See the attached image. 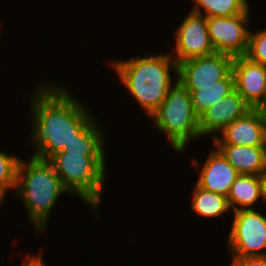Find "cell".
Returning a JSON list of instances; mask_svg holds the SVG:
<instances>
[{
  "label": "cell",
  "instance_id": "cell-1",
  "mask_svg": "<svg viewBox=\"0 0 266 266\" xmlns=\"http://www.w3.org/2000/svg\"><path fill=\"white\" fill-rule=\"evenodd\" d=\"M30 98L32 130L28 142L37 146L32 156L42 160L62 151L94 119L88 107L64 86L44 82Z\"/></svg>",
  "mask_w": 266,
  "mask_h": 266
},
{
  "label": "cell",
  "instance_id": "cell-2",
  "mask_svg": "<svg viewBox=\"0 0 266 266\" xmlns=\"http://www.w3.org/2000/svg\"><path fill=\"white\" fill-rule=\"evenodd\" d=\"M138 55L129 60H111L123 86L135 98L138 105L150 117L166 98L168 91L175 85L171 70L178 77V64L170 53L159 55Z\"/></svg>",
  "mask_w": 266,
  "mask_h": 266
},
{
  "label": "cell",
  "instance_id": "cell-3",
  "mask_svg": "<svg viewBox=\"0 0 266 266\" xmlns=\"http://www.w3.org/2000/svg\"><path fill=\"white\" fill-rule=\"evenodd\" d=\"M63 193L70 192L48 160L32 155L28 162L20 159L14 196L25 205L27 218L38 235L46 232L50 212Z\"/></svg>",
  "mask_w": 266,
  "mask_h": 266
},
{
  "label": "cell",
  "instance_id": "cell-4",
  "mask_svg": "<svg viewBox=\"0 0 266 266\" xmlns=\"http://www.w3.org/2000/svg\"><path fill=\"white\" fill-rule=\"evenodd\" d=\"M106 158L59 151L48 159L70 194L80 197L84 204L94 208L96 216L99 215L107 175Z\"/></svg>",
  "mask_w": 266,
  "mask_h": 266
},
{
  "label": "cell",
  "instance_id": "cell-5",
  "mask_svg": "<svg viewBox=\"0 0 266 266\" xmlns=\"http://www.w3.org/2000/svg\"><path fill=\"white\" fill-rule=\"evenodd\" d=\"M174 80L175 85L149 118L153 120L157 130L167 136L175 152L182 153L188 143L201 135L198 118L192 111L191 94L178 81V78Z\"/></svg>",
  "mask_w": 266,
  "mask_h": 266
},
{
  "label": "cell",
  "instance_id": "cell-6",
  "mask_svg": "<svg viewBox=\"0 0 266 266\" xmlns=\"http://www.w3.org/2000/svg\"><path fill=\"white\" fill-rule=\"evenodd\" d=\"M228 235V249L232 258L266 257V216L253 209L233 213Z\"/></svg>",
  "mask_w": 266,
  "mask_h": 266
},
{
  "label": "cell",
  "instance_id": "cell-7",
  "mask_svg": "<svg viewBox=\"0 0 266 266\" xmlns=\"http://www.w3.org/2000/svg\"><path fill=\"white\" fill-rule=\"evenodd\" d=\"M249 11L248 7L234 16L207 18L208 33L215 52L233 57L246 55L250 32L247 23L251 20Z\"/></svg>",
  "mask_w": 266,
  "mask_h": 266
},
{
  "label": "cell",
  "instance_id": "cell-8",
  "mask_svg": "<svg viewBox=\"0 0 266 266\" xmlns=\"http://www.w3.org/2000/svg\"><path fill=\"white\" fill-rule=\"evenodd\" d=\"M174 36L175 49H172L170 54L177 64L215 53L208 33L207 18L204 15L190 11L176 29Z\"/></svg>",
  "mask_w": 266,
  "mask_h": 266
},
{
  "label": "cell",
  "instance_id": "cell-9",
  "mask_svg": "<svg viewBox=\"0 0 266 266\" xmlns=\"http://www.w3.org/2000/svg\"><path fill=\"white\" fill-rule=\"evenodd\" d=\"M234 57L225 53L213 54L178 63V81L183 86L221 85L232 71Z\"/></svg>",
  "mask_w": 266,
  "mask_h": 266
},
{
  "label": "cell",
  "instance_id": "cell-10",
  "mask_svg": "<svg viewBox=\"0 0 266 266\" xmlns=\"http://www.w3.org/2000/svg\"><path fill=\"white\" fill-rule=\"evenodd\" d=\"M235 90L252 109L266 110V66L245 55L232 63Z\"/></svg>",
  "mask_w": 266,
  "mask_h": 266
},
{
  "label": "cell",
  "instance_id": "cell-11",
  "mask_svg": "<svg viewBox=\"0 0 266 266\" xmlns=\"http://www.w3.org/2000/svg\"><path fill=\"white\" fill-rule=\"evenodd\" d=\"M266 110L251 109L243 117L228 124L220 136L212 139L214 145L264 147Z\"/></svg>",
  "mask_w": 266,
  "mask_h": 266
},
{
  "label": "cell",
  "instance_id": "cell-12",
  "mask_svg": "<svg viewBox=\"0 0 266 266\" xmlns=\"http://www.w3.org/2000/svg\"><path fill=\"white\" fill-rule=\"evenodd\" d=\"M251 109L234 89L211 108L206 109L198 119L201 137L211 134L214 139L228 124L243 117Z\"/></svg>",
  "mask_w": 266,
  "mask_h": 266
},
{
  "label": "cell",
  "instance_id": "cell-13",
  "mask_svg": "<svg viewBox=\"0 0 266 266\" xmlns=\"http://www.w3.org/2000/svg\"><path fill=\"white\" fill-rule=\"evenodd\" d=\"M240 174L217 149H212L203 164L196 185L206 191L228 196Z\"/></svg>",
  "mask_w": 266,
  "mask_h": 266
},
{
  "label": "cell",
  "instance_id": "cell-14",
  "mask_svg": "<svg viewBox=\"0 0 266 266\" xmlns=\"http://www.w3.org/2000/svg\"><path fill=\"white\" fill-rule=\"evenodd\" d=\"M239 174L260 176L266 170L264 147L214 145Z\"/></svg>",
  "mask_w": 266,
  "mask_h": 266
},
{
  "label": "cell",
  "instance_id": "cell-15",
  "mask_svg": "<svg viewBox=\"0 0 266 266\" xmlns=\"http://www.w3.org/2000/svg\"><path fill=\"white\" fill-rule=\"evenodd\" d=\"M191 94L193 114L199 119L204 111L227 96L234 89V76L232 71L221 80V85L184 86Z\"/></svg>",
  "mask_w": 266,
  "mask_h": 266
},
{
  "label": "cell",
  "instance_id": "cell-16",
  "mask_svg": "<svg viewBox=\"0 0 266 266\" xmlns=\"http://www.w3.org/2000/svg\"><path fill=\"white\" fill-rule=\"evenodd\" d=\"M259 199L261 201L260 176L245 174H240L237 177L227 196L231 212L253 209Z\"/></svg>",
  "mask_w": 266,
  "mask_h": 266
},
{
  "label": "cell",
  "instance_id": "cell-17",
  "mask_svg": "<svg viewBox=\"0 0 266 266\" xmlns=\"http://www.w3.org/2000/svg\"><path fill=\"white\" fill-rule=\"evenodd\" d=\"M98 124L96 119H93L62 151L83 156H105V135Z\"/></svg>",
  "mask_w": 266,
  "mask_h": 266
},
{
  "label": "cell",
  "instance_id": "cell-18",
  "mask_svg": "<svg viewBox=\"0 0 266 266\" xmlns=\"http://www.w3.org/2000/svg\"><path fill=\"white\" fill-rule=\"evenodd\" d=\"M191 208L205 218L221 217L222 214L231 211L226 196L206 191L196 184L192 192Z\"/></svg>",
  "mask_w": 266,
  "mask_h": 266
},
{
  "label": "cell",
  "instance_id": "cell-19",
  "mask_svg": "<svg viewBox=\"0 0 266 266\" xmlns=\"http://www.w3.org/2000/svg\"><path fill=\"white\" fill-rule=\"evenodd\" d=\"M192 12L210 17H230L243 13L248 7L247 0H192Z\"/></svg>",
  "mask_w": 266,
  "mask_h": 266
},
{
  "label": "cell",
  "instance_id": "cell-20",
  "mask_svg": "<svg viewBox=\"0 0 266 266\" xmlns=\"http://www.w3.org/2000/svg\"><path fill=\"white\" fill-rule=\"evenodd\" d=\"M19 161L17 156L0 151V195L4 199L9 189L15 193Z\"/></svg>",
  "mask_w": 266,
  "mask_h": 266
},
{
  "label": "cell",
  "instance_id": "cell-21",
  "mask_svg": "<svg viewBox=\"0 0 266 266\" xmlns=\"http://www.w3.org/2000/svg\"><path fill=\"white\" fill-rule=\"evenodd\" d=\"M246 57L266 66V29L249 32L248 49Z\"/></svg>",
  "mask_w": 266,
  "mask_h": 266
},
{
  "label": "cell",
  "instance_id": "cell-22",
  "mask_svg": "<svg viewBox=\"0 0 266 266\" xmlns=\"http://www.w3.org/2000/svg\"><path fill=\"white\" fill-rule=\"evenodd\" d=\"M230 266H266V257L232 258Z\"/></svg>",
  "mask_w": 266,
  "mask_h": 266
},
{
  "label": "cell",
  "instance_id": "cell-23",
  "mask_svg": "<svg viewBox=\"0 0 266 266\" xmlns=\"http://www.w3.org/2000/svg\"><path fill=\"white\" fill-rule=\"evenodd\" d=\"M21 266H46L41 251L36 255L26 256Z\"/></svg>",
  "mask_w": 266,
  "mask_h": 266
},
{
  "label": "cell",
  "instance_id": "cell-24",
  "mask_svg": "<svg viewBox=\"0 0 266 266\" xmlns=\"http://www.w3.org/2000/svg\"><path fill=\"white\" fill-rule=\"evenodd\" d=\"M261 202L266 203V170L260 175Z\"/></svg>",
  "mask_w": 266,
  "mask_h": 266
},
{
  "label": "cell",
  "instance_id": "cell-25",
  "mask_svg": "<svg viewBox=\"0 0 266 266\" xmlns=\"http://www.w3.org/2000/svg\"><path fill=\"white\" fill-rule=\"evenodd\" d=\"M264 152H265V158H266V131H265V137H264Z\"/></svg>",
  "mask_w": 266,
  "mask_h": 266
},
{
  "label": "cell",
  "instance_id": "cell-26",
  "mask_svg": "<svg viewBox=\"0 0 266 266\" xmlns=\"http://www.w3.org/2000/svg\"><path fill=\"white\" fill-rule=\"evenodd\" d=\"M4 198L0 195V206L3 204Z\"/></svg>",
  "mask_w": 266,
  "mask_h": 266
}]
</instances>
